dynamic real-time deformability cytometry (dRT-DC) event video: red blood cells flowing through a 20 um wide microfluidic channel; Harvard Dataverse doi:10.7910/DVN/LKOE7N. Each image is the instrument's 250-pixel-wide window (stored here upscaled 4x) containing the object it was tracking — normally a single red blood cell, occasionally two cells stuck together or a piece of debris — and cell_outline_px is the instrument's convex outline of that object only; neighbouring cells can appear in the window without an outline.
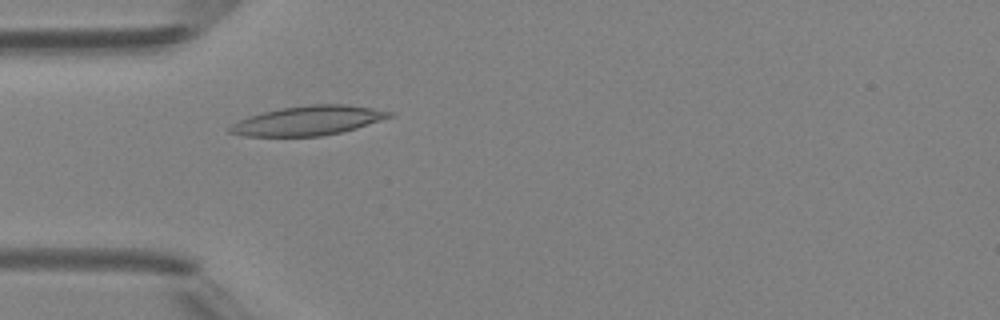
{"species": "Egyptian fruit bat (a non-hibernating species)", "species_latin": "Rousettus aegyptiacus", "temperature_condition": "room temperature", "stored_images_in_passage": 4, "camera_frame_rate_fps": 3000, "um_per_image_px": 0.085, "animal": {"sex": "female"}, "frame": {"image": 1, "passage_image": 4, "time_ms": 4.333, "image_size_px": [1000, 320], "cell_outline_px": [[396, 112], [392, 116], [356, 128], [340, 132], [320, 136], [244, 136], [228, 132], [228, 128], [232, 124], [248, 116], [280, 108], [308, 104], [348, 104]], "centroid_in_image_um": [26.19, 10.24], "position_along_channel_um": 58.8, "area_um2": 27.22}}